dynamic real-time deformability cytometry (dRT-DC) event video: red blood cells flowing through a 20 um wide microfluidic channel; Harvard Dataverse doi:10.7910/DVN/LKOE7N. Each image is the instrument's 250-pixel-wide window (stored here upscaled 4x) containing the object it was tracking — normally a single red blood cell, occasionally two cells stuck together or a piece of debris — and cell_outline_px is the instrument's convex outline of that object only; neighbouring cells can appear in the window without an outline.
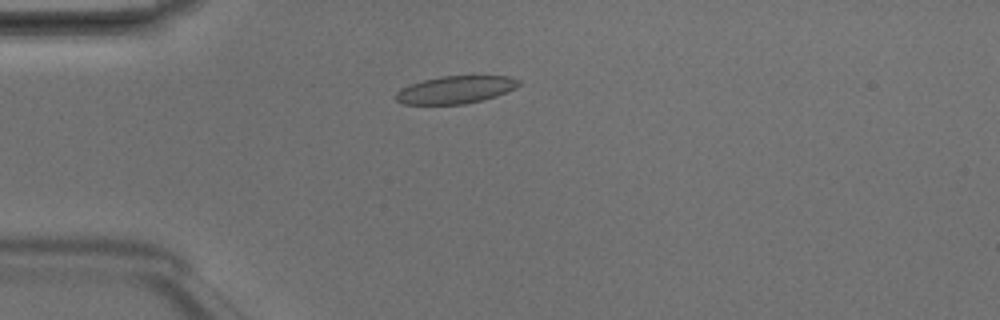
{"species": "Egyptian fruit bat (a non-hibernating species)", "species_latin": "Rousettus aegyptiacus", "temperature_condition": "room temperature", "stored_images_in_passage": 4, "camera_frame_rate_fps": 3000, "um_per_image_px": 0.085, "animal": {"sex": "male"}, "frame": {"image": 1, "passage_image": 3, "time_ms": 0.667, "image_size_px": [1000, 320], "cell_outline_px": [[520, 84], [516, 88], [496, 96], [484, 100], [464, 104], [404, 104], [396, 100], [396, 92], [400, 88], [408, 84], [440, 76], [508, 76], [520, 80]], "centroid_in_image_um": [38.72, 7.62], "position_along_channel_um": 46.3, "area_um2": 19.83}}